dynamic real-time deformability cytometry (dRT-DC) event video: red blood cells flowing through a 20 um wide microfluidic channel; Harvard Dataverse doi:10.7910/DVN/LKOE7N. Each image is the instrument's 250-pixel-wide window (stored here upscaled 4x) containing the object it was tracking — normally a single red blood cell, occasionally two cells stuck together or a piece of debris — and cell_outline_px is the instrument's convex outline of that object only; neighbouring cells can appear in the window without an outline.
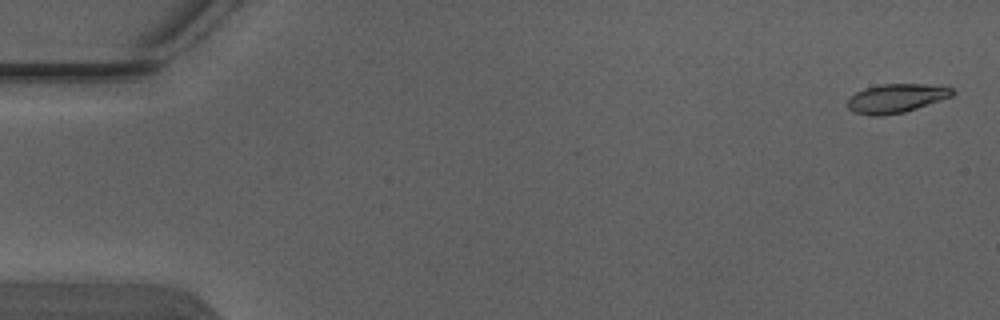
{"species": "Egyptian fruit bat (a non-hibernating species)", "species_latin": "Rousettus aegyptiacus", "temperature_condition": "warm", "stored_images_in_passage": 6, "camera_frame_rate_fps": 3000, "um_per_image_px": 0.085, "animal": {"sex": "male"}, "frame": {"image": 1, "passage_image": 1, "time_ms": 0.0, "image_size_px": [1000, 320], "cell_outline_px": [[956, 92], [952, 96], [904, 112], [880, 116], [868, 116], [856, 112], [848, 108], [848, 100], [856, 92], [864, 88], [880, 84], [928, 84], [952, 88]], "centroid_in_image_um": [76.17, 8.35], "position_along_channel_um": 8.8, "area_um2": 17.51}}
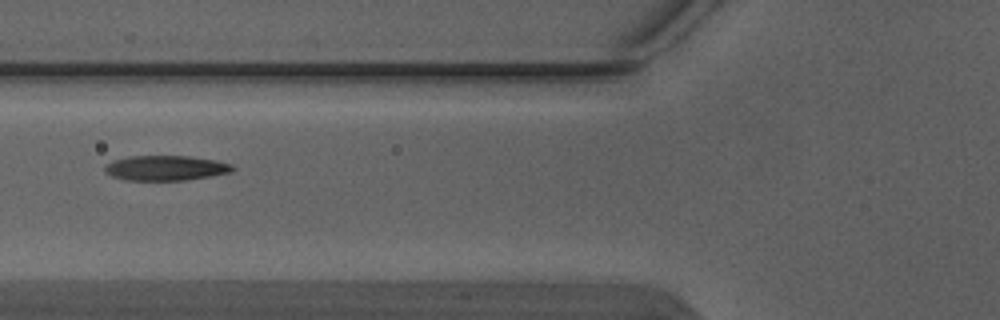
{"frame": {"image": 2, "passage_image": 6, "time_ms": 1.667, "image_size_px": [1000, 320], "cell_outline_px": [[236, 168], [232, 172], [212, 176], [184, 180], [124, 180], [112, 176], [104, 172], [104, 164], [112, 160], [128, 156], [188, 156], [216, 160], [232, 164]], "centroid_in_image_um": [14.07, 14.28], "position_along_channel_um": 111.7, "area_um2": 18.84}}